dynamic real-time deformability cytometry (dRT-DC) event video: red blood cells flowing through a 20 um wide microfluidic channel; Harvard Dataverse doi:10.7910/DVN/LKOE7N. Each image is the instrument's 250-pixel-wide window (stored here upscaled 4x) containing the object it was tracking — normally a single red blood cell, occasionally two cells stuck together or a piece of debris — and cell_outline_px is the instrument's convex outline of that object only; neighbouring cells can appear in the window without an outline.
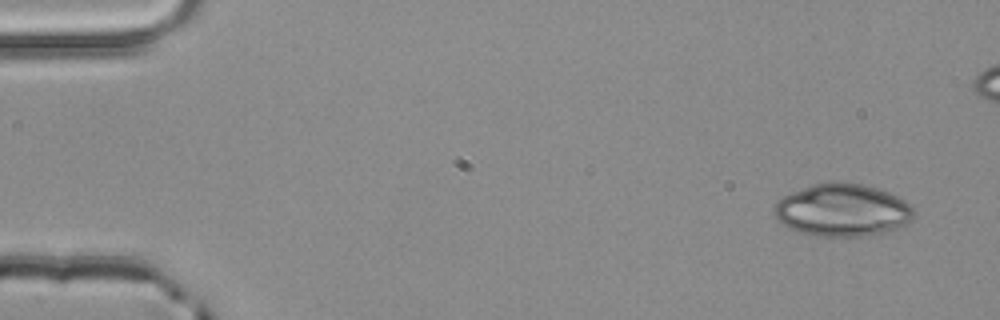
{"species": "common noctule bat (a hibernating species)", "species_latin": "Nyctalus noctula", "temperature_condition": "room temperature", "stored_images_in_passage": 5, "camera_frame_rate_fps": 3000, "um_per_image_px": 0.085, "animal": {"sex": "male", "body_mass_g": 20.4}, "frame": {"image": 1, "passage_image": 1, "time_ms": 0.0, "image_size_px": [1000, 320], "cell_outline_px": [[916, 216], [908, 224], [892, 232], [868, 236], [812, 236], [788, 228], [776, 216], [776, 204], [784, 196], [792, 192], [812, 184], [832, 180], [864, 184], [900, 196], [916, 212]], "centroid_in_image_um": [71.7, 17.87], "position_along_channel_um": 13.3, "area_um2": 43.29}}
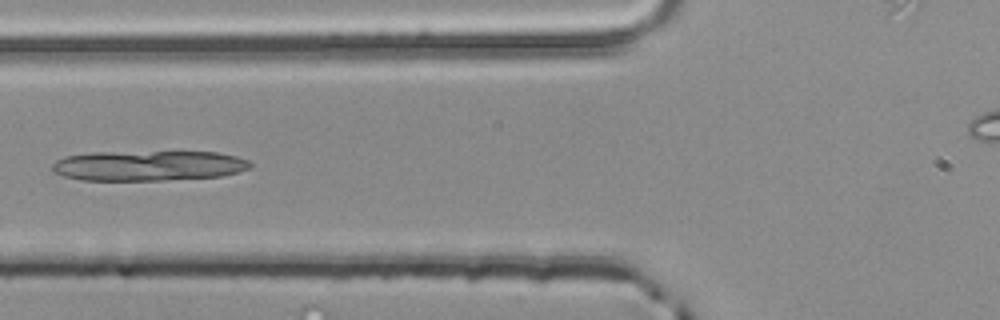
{"frame": {"image": 2, "passage_image": 5, "time_ms": 1.333, "image_size_px": [1000, 320], "cell_outline_px": [[252, 168], [240, 172], [220, 176], [164, 180], [80, 180], [64, 176], [52, 172], [52, 164], [56, 160], [64, 156], [88, 152], [216, 152], [236, 156], [248, 160], [252, 164]], "centroid_in_image_um": [12.6, 14.08], "position_along_channel_um": 113.2, "area_um2": 35.08}}